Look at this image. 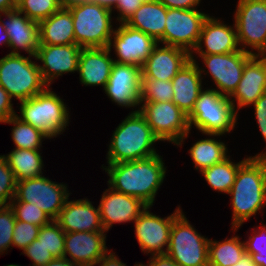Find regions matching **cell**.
Wrapping results in <instances>:
<instances>
[{"label": "cell", "mask_w": 266, "mask_h": 266, "mask_svg": "<svg viewBox=\"0 0 266 266\" xmlns=\"http://www.w3.org/2000/svg\"><path fill=\"white\" fill-rule=\"evenodd\" d=\"M101 166L109 176L107 185L115 191L153 206L166 176L167 167L159 154L149 158Z\"/></svg>", "instance_id": "obj_1"}, {"label": "cell", "mask_w": 266, "mask_h": 266, "mask_svg": "<svg viewBox=\"0 0 266 266\" xmlns=\"http://www.w3.org/2000/svg\"><path fill=\"white\" fill-rule=\"evenodd\" d=\"M231 197L232 223L239 229L266 206V156H249L239 167Z\"/></svg>", "instance_id": "obj_2"}, {"label": "cell", "mask_w": 266, "mask_h": 266, "mask_svg": "<svg viewBox=\"0 0 266 266\" xmlns=\"http://www.w3.org/2000/svg\"><path fill=\"white\" fill-rule=\"evenodd\" d=\"M160 142L140 111H131L113 131L106 154L107 164L149 158L157 155Z\"/></svg>", "instance_id": "obj_3"}, {"label": "cell", "mask_w": 266, "mask_h": 266, "mask_svg": "<svg viewBox=\"0 0 266 266\" xmlns=\"http://www.w3.org/2000/svg\"><path fill=\"white\" fill-rule=\"evenodd\" d=\"M51 90V87H47L42 93L21 101L20 114L16 116L53 139L69 126L70 112L64 99Z\"/></svg>", "instance_id": "obj_4"}, {"label": "cell", "mask_w": 266, "mask_h": 266, "mask_svg": "<svg viewBox=\"0 0 266 266\" xmlns=\"http://www.w3.org/2000/svg\"><path fill=\"white\" fill-rule=\"evenodd\" d=\"M238 119L230 98L208 87L199 93L188 115L189 129L195 127L202 134H230Z\"/></svg>", "instance_id": "obj_5"}, {"label": "cell", "mask_w": 266, "mask_h": 266, "mask_svg": "<svg viewBox=\"0 0 266 266\" xmlns=\"http://www.w3.org/2000/svg\"><path fill=\"white\" fill-rule=\"evenodd\" d=\"M73 19L75 44L81 48L108 47L115 27L112 10L95 3L69 7Z\"/></svg>", "instance_id": "obj_6"}, {"label": "cell", "mask_w": 266, "mask_h": 266, "mask_svg": "<svg viewBox=\"0 0 266 266\" xmlns=\"http://www.w3.org/2000/svg\"><path fill=\"white\" fill-rule=\"evenodd\" d=\"M33 58L23 54H6L0 58V85L12 99L25 101L48 87L41 77L37 60L32 61Z\"/></svg>", "instance_id": "obj_7"}, {"label": "cell", "mask_w": 266, "mask_h": 266, "mask_svg": "<svg viewBox=\"0 0 266 266\" xmlns=\"http://www.w3.org/2000/svg\"><path fill=\"white\" fill-rule=\"evenodd\" d=\"M209 241L196 231L182 211L173 220L166 254L179 266H209Z\"/></svg>", "instance_id": "obj_8"}, {"label": "cell", "mask_w": 266, "mask_h": 266, "mask_svg": "<svg viewBox=\"0 0 266 266\" xmlns=\"http://www.w3.org/2000/svg\"><path fill=\"white\" fill-rule=\"evenodd\" d=\"M233 18L240 49L262 55L266 50V0H238Z\"/></svg>", "instance_id": "obj_9"}, {"label": "cell", "mask_w": 266, "mask_h": 266, "mask_svg": "<svg viewBox=\"0 0 266 266\" xmlns=\"http://www.w3.org/2000/svg\"><path fill=\"white\" fill-rule=\"evenodd\" d=\"M139 111L160 141L181 147L191 134L188 115L172 101L140 103Z\"/></svg>", "instance_id": "obj_10"}, {"label": "cell", "mask_w": 266, "mask_h": 266, "mask_svg": "<svg viewBox=\"0 0 266 266\" xmlns=\"http://www.w3.org/2000/svg\"><path fill=\"white\" fill-rule=\"evenodd\" d=\"M252 56L253 54L240 50L228 54L191 56V60L197 61V58L200 57L205 66V68L199 67L202 79L204 80V77L210 74L213 84L216 86V88L210 87V89L230 97L242 78L245 63Z\"/></svg>", "instance_id": "obj_11"}, {"label": "cell", "mask_w": 266, "mask_h": 266, "mask_svg": "<svg viewBox=\"0 0 266 266\" xmlns=\"http://www.w3.org/2000/svg\"><path fill=\"white\" fill-rule=\"evenodd\" d=\"M51 180L42 175L18 181L15 197L11 201L36 203L51 220H56L72 193L67 184Z\"/></svg>", "instance_id": "obj_12"}, {"label": "cell", "mask_w": 266, "mask_h": 266, "mask_svg": "<svg viewBox=\"0 0 266 266\" xmlns=\"http://www.w3.org/2000/svg\"><path fill=\"white\" fill-rule=\"evenodd\" d=\"M208 15L200 9L167 8L164 36L158 43L176 46L191 54L198 44L202 25Z\"/></svg>", "instance_id": "obj_13"}, {"label": "cell", "mask_w": 266, "mask_h": 266, "mask_svg": "<svg viewBox=\"0 0 266 266\" xmlns=\"http://www.w3.org/2000/svg\"><path fill=\"white\" fill-rule=\"evenodd\" d=\"M150 209L151 206H147L133 222L136 239L144 254L150 256L166 254L173 220L183 210L178 205L173 213L167 217H160L150 212Z\"/></svg>", "instance_id": "obj_14"}, {"label": "cell", "mask_w": 266, "mask_h": 266, "mask_svg": "<svg viewBox=\"0 0 266 266\" xmlns=\"http://www.w3.org/2000/svg\"><path fill=\"white\" fill-rule=\"evenodd\" d=\"M108 48L114 50V61L142 67L158 42L144 32L131 28L125 23L115 26Z\"/></svg>", "instance_id": "obj_15"}, {"label": "cell", "mask_w": 266, "mask_h": 266, "mask_svg": "<svg viewBox=\"0 0 266 266\" xmlns=\"http://www.w3.org/2000/svg\"><path fill=\"white\" fill-rule=\"evenodd\" d=\"M141 77V67L114 62L103 91L117 106L139 111Z\"/></svg>", "instance_id": "obj_16"}, {"label": "cell", "mask_w": 266, "mask_h": 266, "mask_svg": "<svg viewBox=\"0 0 266 266\" xmlns=\"http://www.w3.org/2000/svg\"><path fill=\"white\" fill-rule=\"evenodd\" d=\"M81 49L77 44H39L34 60L42 64L38 63V67L41 77L48 87H51L55 79L63 76V74L78 71Z\"/></svg>", "instance_id": "obj_17"}, {"label": "cell", "mask_w": 266, "mask_h": 266, "mask_svg": "<svg viewBox=\"0 0 266 266\" xmlns=\"http://www.w3.org/2000/svg\"><path fill=\"white\" fill-rule=\"evenodd\" d=\"M224 22L220 18L208 15L202 25L198 44L191 56L228 54L241 50L235 23L228 25Z\"/></svg>", "instance_id": "obj_18"}, {"label": "cell", "mask_w": 266, "mask_h": 266, "mask_svg": "<svg viewBox=\"0 0 266 266\" xmlns=\"http://www.w3.org/2000/svg\"><path fill=\"white\" fill-rule=\"evenodd\" d=\"M98 206L107 233L116 223H133L148 205L139 198L115 191L108 186V189L103 191Z\"/></svg>", "instance_id": "obj_19"}, {"label": "cell", "mask_w": 266, "mask_h": 266, "mask_svg": "<svg viewBox=\"0 0 266 266\" xmlns=\"http://www.w3.org/2000/svg\"><path fill=\"white\" fill-rule=\"evenodd\" d=\"M266 92V59L262 55H253L244 66L242 78L234 93L229 97L234 110L250 107ZM237 104V105H236Z\"/></svg>", "instance_id": "obj_20"}, {"label": "cell", "mask_w": 266, "mask_h": 266, "mask_svg": "<svg viewBox=\"0 0 266 266\" xmlns=\"http://www.w3.org/2000/svg\"><path fill=\"white\" fill-rule=\"evenodd\" d=\"M106 235L105 231L65 233L64 257L80 266H94L108 252Z\"/></svg>", "instance_id": "obj_21"}, {"label": "cell", "mask_w": 266, "mask_h": 266, "mask_svg": "<svg viewBox=\"0 0 266 266\" xmlns=\"http://www.w3.org/2000/svg\"><path fill=\"white\" fill-rule=\"evenodd\" d=\"M190 60L187 50L158 43L141 67V78L171 81Z\"/></svg>", "instance_id": "obj_22"}, {"label": "cell", "mask_w": 266, "mask_h": 266, "mask_svg": "<svg viewBox=\"0 0 266 266\" xmlns=\"http://www.w3.org/2000/svg\"><path fill=\"white\" fill-rule=\"evenodd\" d=\"M6 20L3 26L9 36V49L12 55H21V50L28 56L36 55L39 48V22L29 19L17 9L2 13Z\"/></svg>", "instance_id": "obj_23"}, {"label": "cell", "mask_w": 266, "mask_h": 266, "mask_svg": "<svg viewBox=\"0 0 266 266\" xmlns=\"http://www.w3.org/2000/svg\"><path fill=\"white\" fill-rule=\"evenodd\" d=\"M69 199L55 220L65 233L105 231L99 206L95 208L92 204L94 202L85 197L78 200Z\"/></svg>", "instance_id": "obj_24"}, {"label": "cell", "mask_w": 266, "mask_h": 266, "mask_svg": "<svg viewBox=\"0 0 266 266\" xmlns=\"http://www.w3.org/2000/svg\"><path fill=\"white\" fill-rule=\"evenodd\" d=\"M108 47L82 48L79 57V81L86 86H102L104 90L114 64Z\"/></svg>", "instance_id": "obj_25"}, {"label": "cell", "mask_w": 266, "mask_h": 266, "mask_svg": "<svg viewBox=\"0 0 266 266\" xmlns=\"http://www.w3.org/2000/svg\"><path fill=\"white\" fill-rule=\"evenodd\" d=\"M198 61L190 60L171 80L173 87L172 102L189 115L198 99L199 93L204 89Z\"/></svg>", "instance_id": "obj_26"}, {"label": "cell", "mask_w": 266, "mask_h": 266, "mask_svg": "<svg viewBox=\"0 0 266 266\" xmlns=\"http://www.w3.org/2000/svg\"><path fill=\"white\" fill-rule=\"evenodd\" d=\"M166 15L167 8L159 0L144 1L125 24L158 42L164 36Z\"/></svg>", "instance_id": "obj_27"}, {"label": "cell", "mask_w": 266, "mask_h": 266, "mask_svg": "<svg viewBox=\"0 0 266 266\" xmlns=\"http://www.w3.org/2000/svg\"><path fill=\"white\" fill-rule=\"evenodd\" d=\"M39 44H75L73 19L69 8L61 7L50 17L39 22Z\"/></svg>", "instance_id": "obj_28"}, {"label": "cell", "mask_w": 266, "mask_h": 266, "mask_svg": "<svg viewBox=\"0 0 266 266\" xmlns=\"http://www.w3.org/2000/svg\"><path fill=\"white\" fill-rule=\"evenodd\" d=\"M208 136L205 139H199L190 147L188 154L192 159L195 170L201 172L203 169L211 167L228 158L227 145L217 140L222 134H203ZM217 137V139L215 138ZM228 154V155H227Z\"/></svg>", "instance_id": "obj_29"}, {"label": "cell", "mask_w": 266, "mask_h": 266, "mask_svg": "<svg viewBox=\"0 0 266 266\" xmlns=\"http://www.w3.org/2000/svg\"><path fill=\"white\" fill-rule=\"evenodd\" d=\"M233 236L217 241L210 239L208 245L209 266H233L246 253L245 242L235 234L237 228H231ZM235 234V235H234Z\"/></svg>", "instance_id": "obj_30"}, {"label": "cell", "mask_w": 266, "mask_h": 266, "mask_svg": "<svg viewBox=\"0 0 266 266\" xmlns=\"http://www.w3.org/2000/svg\"><path fill=\"white\" fill-rule=\"evenodd\" d=\"M41 150L12 149L4 155L16 181L42 176L44 163Z\"/></svg>", "instance_id": "obj_31"}, {"label": "cell", "mask_w": 266, "mask_h": 266, "mask_svg": "<svg viewBox=\"0 0 266 266\" xmlns=\"http://www.w3.org/2000/svg\"><path fill=\"white\" fill-rule=\"evenodd\" d=\"M229 156L224 161L203 169L200 174L207 184L218 193L228 194L235 182L239 167L249 158L248 156L239 162H233Z\"/></svg>", "instance_id": "obj_32"}, {"label": "cell", "mask_w": 266, "mask_h": 266, "mask_svg": "<svg viewBox=\"0 0 266 266\" xmlns=\"http://www.w3.org/2000/svg\"><path fill=\"white\" fill-rule=\"evenodd\" d=\"M2 123L13 125V128H11V138L15 147L14 149L41 150L42 142L45 139H50L42 131L23 122L16 115Z\"/></svg>", "instance_id": "obj_33"}, {"label": "cell", "mask_w": 266, "mask_h": 266, "mask_svg": "<svg viewBox=\"0 0 266 266\" xmlns=\"http://www.w3.org/2000/svg\"><path fill=\"white\" fill-rule=\"evenodd\" d=\"M173 94L171 81L141 78L140 103L172 101Z\"/></svg>", "instance_id": "obj_34"}, {"label": "cell", "mask_w": 266, "mask_h": 266, "mask_svg": "<svg viewBox=\"0 0 266 266\" xmlns=\"http://www.w3.org/2000/svg\"><path fill=\"white\" fill-rule=\"evenodd\" d=\"M37 239L54 258L64 257L65 232L55 220L41 226Z\"/></svg>", "instance_id": "obj_35"}, {"label": "cell", "mask_w": 266, "mask_h": 266, "mask_svg": "<svg viewBox=\"0 0 266 266\" xmlns=\"http://www.w3.org/2000/svg\"><path fill=\"white\" fill-rule=\"evenodd\" d=\"M60 0H17L16 9L29 19L40 22L61 8Z\"/></svg>", "instance_id": "obj_36"}, {"label": "cell", "mask_w": 266, "mask_h": 266, "mask_svg": "<svg viewBox=\"0 0 266 266\" xmlns=\"http://www.w3.org/2000/svg\"><path fill=\"white\" fill-rule=\"evenodd\" d=\"M252 228L250 236L245 242L246 254L251 256L255 266H266V224Z\"/></svg>", "instance_id": "obj_37"}, {"label": "cell", "mask_w": 266, "mask_h": 266, "mask_svg": "<svg viewBox=\"0 0 266 266\" xmlns=\"http://www.w3.org/2000/svg\"><path fill=\"white\" fill-rule=\"evenodd\" d=\"M10 207L14 211L16 220L34 224L36 226H44L52 220L48 215L35 204L22 201H11Z\"/></svg>", "instance_id": "obj_38"}, {"label": "cell", "mask_w": 266, "mask_h": 266, "mask_svg": "<svg viewBox=\"0 0 266 266\" xmlns=\"http://www.w3.org/2000/svg\"><path fill=\"white\" fill-rule=\"evenodd\" d=\"M17 181L6 158L0 155V207L8 206L15 197Z\"/></svg>", "instance_id": "obj_39"}, {"label": "cell", "mask_w": 266, "mask_h": 266, "mask_svg": "<svg viewBox=\"0 0 266 266\" xmlns=\"http://www.w3.org/2000/svg\"><path fill=\"white\" fill-rule=\"evenodd\" d=\"M15 221L14 211L10 205L0 207V255L12 247Z\"/></svg>", "instance_id": "obj_40"}, {"label": "cell", "mask_w": 266, "mask_h": 266, "mask_svg": "<svg viewBox=\"0 0 266 266\" xmlns=\"http://www.w3.org/2000/svg\"><path fill=\"white\" fill-rule=\"evenodd\" d=\"M40 228L34 224L16 220L13 230L12 248L16 247L24 250L37 239Z\"/></svg>", "instance_id": "obj_41"}, {"label": "cell", "mask_w": 266, "mask_h": 266, "mask_svg": "<svg viewBox=\"0 0 266 266\" xmlns=\"http://www.w3.org/2000/svg\"><path fill=\"white\" fill-rule=\"evenodd\" d=\"M21 254L26 255L33 262L30 266H44L54 259L38 239L22 250Z\"/></svg>", "instance_id": "obj_42"}, {"label": "cell", "mask_w": 266, "mask_h": 266, "mask_svg": "<svg viewBox=\"0 0 266 266\" xmlns=\"http://www.w3.org/2000/svg\"><path fill=\"white\" fill-rule=\"evenodd\" d=\"M250 106H253L254 108V116L256 117L255 119L258 124L257 126L259 127L264 142H266V92H264L256 102ZM254 156H266V151H261V153Z\"/></svg>", "instance_id": "obj_43"}, {"label": "cell", "mask_w": 266, "mask_h": 266, "mask_svg": "<svg viewBox=\"0 0 266 266\" xmlns=\"http://www.w3.org/2000/svg\"><path fill=\"white\" fill-rule=\"evenodd\" d=\"M142 3V0H118L116 7L112 10L113 13L117 11L116 22L125 23Z\"/></svg>", "instance_id": "obj_44"}, {"label": "cell", "mask_w": 266, "mask_h": 266, "mask_svg": "<svg viewBox=\"0 0 266 266\" xmlns=\"http://www.w3.org/2000/svg\"><path fill=\"white\" fill-rule=\"evenodd\" d=\"M12 100L9 93L0 85V123L16 115Z\"/></svg>", "instance_id": "obj_45"}, {"label": "cell", "mask_w": 266, "mask_h": 266, "mask_svg": "<svg viewBox=\"0 0 266 266\" xmlns=\"http://www.w3.org/2000/svg\"><path fill=\"white\" fill-rule=\"evenodd\" d=\"M166 8L197 9L201 0H159Z\"/></svg>", "instance_id": "obj_46"}, {"label": "cell", "mask_w": 266, "mask_h": 266, "mask_svg": "<svg viewBox=\"0 0 266 266\" xmlns=\"http://www.w3.org/2000/svg\"><path fill=\"white\" fill-rule=\"evenodd\" d=\"M140 262L135 263L137 266ZM127 266L126 263L122 262L121 259L115 255L113 250H110L97 262L94 266Z\"/></svg>", "instance_id": "obj_47"}, {"label": "cell", "mask_w": 266, "mask_h": 266, "mask_svg": "<svg viewBox=\"0 0 266 266\" xmlns=\"http://www.w3.org/2000/svg\"><path fill=\"white\" fill-rule=\"evenodd\" d=\"M145 266H179L169 255L160 254L150 256V259Z\"/></svg>", "instance_id": "obj_48"}, {"label": "cell", "mask_w": 266, "mask_h": 266, "mask_svg": "<svg viewBox=\"0 0 266 266\" xmlns=\"http://www.w3.org/2000/svg\"><path fill=\"white\" fill-rule=\"evenodd\" d=\"M44 266H80V265L66 259L65 257H61V258H54Z\"/></svg>", "instance_id": "obj_49"}, {"label": "cell", "mask_w": 266, "mask_h": 266, "mask_svg": "<svg viewBox=\"0 0 266 266\" xmlns=\"http://www.w3.org/2000/svg\"><path fill=\"white\" fill-rule=\"evenodd\" d=\"M16 9L15 0H0V13L13 11Z\"/></svg>", "instance_id": "obj_50"}, {"label": "cell", "mask_w": 266, "mask_h": 266, "mask_svg": "<svg viewBox=\"0 0 266 266\" xmlns=\"http://www.w3.org/2000/svg\"><path fill=\"white\" fill-rule=\"evenodd\" d=\"M6 46L9 47V36L6 32L5 27L2 23V13H0V46Z\"/></svg>", "instance_id": "obj_51"}, {"label": "cell", "mask_w": 266, "mask_h": 266, "mask_svg": "<svg viewBox=\"0 0 266 266\" xmlns=\"http://www.w3.org/2000/svg\"><path fill=\"white\" fill-rule=\"evenodd\" d=\"M89 3H95L110 10L116 7L118 0H87Z\"/></svg>", "instance_id": "obj_52"}, {"label": "cell", "mask_w": 266, "mask_h": 266, "mask_svg": "<svg viewBox=\"0 0 266 266\" xmlns=\"http://www.w3.org/2000/svg\"><path fill=\"white\" fill-rule=\"evenodd\" d=\"M233 266H255V264L252 261L251 256L245 253L241 258V260L236 264H234Z\"/></svg>", "instance_id": "obj_53"}, {"label": "cell", "mask_w": 266, "mask_h": 266, "mask_svg": "<svg viewBox=\"0 0 266 266\" xmlns=\"http://www.w3.org/2000/svg\"><path fill=\"white\" fill-rule=\"evenodd\" d=\"M87 0H60L61 6L63 8H69L73 5L85 3Z\"/></svg>", "instance_id": "obj_54"}, {"label": "cell", "mask_w": 266, "mask_h": 266, "mask_svg": "<svg viewBox=\"0 0 266 266\" xmlns=\"http://www.w3.org/2000/svg\"><path fill=\"white\" fill-rule=\"evenodd\" d=\"M4 266H21V265H19V264H8V265H4Z\"/></svg>", "instance_id": "obj_55"}, {"label": "cell", "mask_w": 266, "mask_h": 266, "mask_svg": "<svg viewBox=\"0 0 266 266\" xmlns=\"http://www.w3.org/2000/svg\"><path fill=\"white\" fill-rule=\"evenodd\" d=\"M262 56L266 59V50L264 51V53L262 54Z\"/></svg>", "instance_id": "obj_56"}, {"label": "cell", "mask_w": 266, "mask_h": 266, "mask_svg": "<svg viewBox=\"0 0 266 266\" xmlns=\"http://www.w3.org/2000/svg\"><path fill=\"white\" fill-rule=\"evenodd\" d=\"M137 266H145L144 263H139Z\"/></svg>", "instance_id": "obj_57"}]
</instances>
